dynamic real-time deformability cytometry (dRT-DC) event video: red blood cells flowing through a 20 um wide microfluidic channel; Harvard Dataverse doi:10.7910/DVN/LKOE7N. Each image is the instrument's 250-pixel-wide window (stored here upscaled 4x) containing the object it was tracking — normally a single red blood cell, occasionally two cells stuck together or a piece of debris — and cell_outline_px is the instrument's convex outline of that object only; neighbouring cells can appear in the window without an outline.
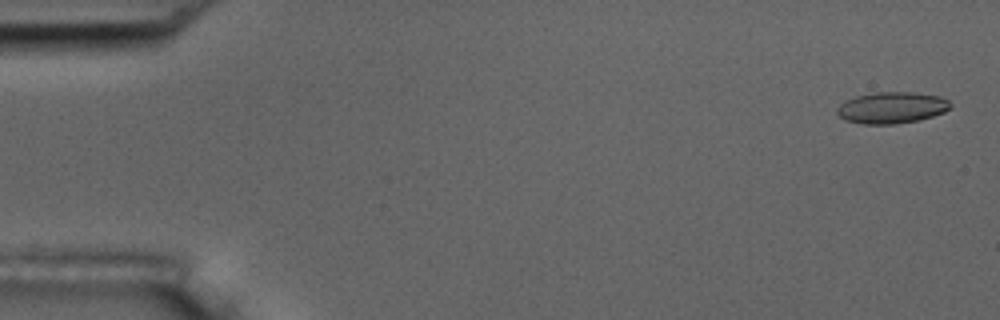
{"species": "common noctule bat (a hibernating species)", "species_latin": "Nyctalus noctula", "temperature_condition": "room temperature", "stored_images_in_passage": 7, "camera_frame_rate_fps": 3000, "um_per_image_px": 0.085, "animal": {"sex": "male", "body_mass_g": 17.5, "forearm_length_mm": 52.3}, "frame": {"image": 1, "passage_image": 1, "time_ms": 0.0, "image_size_px": [1000, 320], "cell_outline_px": [[952, 108], [944, 112], [920, 120], [892, 124], [864, 124], [844, 120], [836, 112], [836, 108], [840, 104], [856, 96], [876, 92], [912, 92], [940, 96], [948, 100], [952, 104]], "centroid_in_image_um": [75.82, 9.15], "position_along_channel_um": 9.2, "area_um2": 20.81}}
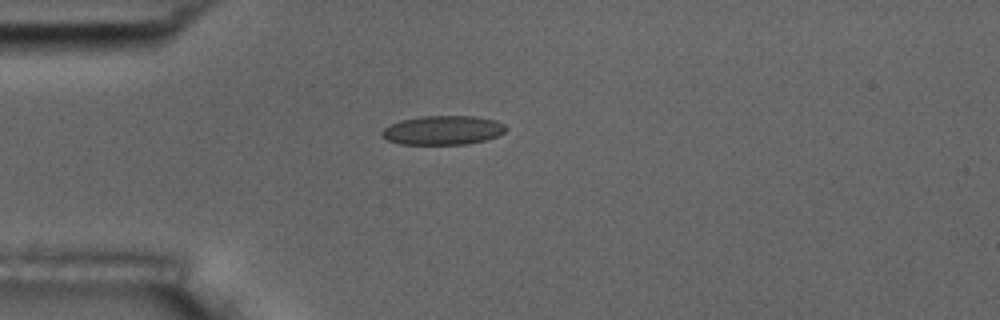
{"frame": {"image": 2, "passage_image": 4, "time_ms": 4.333, "image_size_px": [1000, 320], "cell_outline_px": [[508, 128], [504, 132], [496, 136], [484, 140], [468, 144], [400, 144], [388, 140], [380, 136], [380, 132], [384, 128], [400, 120], [424, 116], [476, 116], [496, 120], [504, 124]], "centroid_in_image_um": [37.64, 11.06], "position_along_channel_um": 47.4, "area_um2": 21.04}}